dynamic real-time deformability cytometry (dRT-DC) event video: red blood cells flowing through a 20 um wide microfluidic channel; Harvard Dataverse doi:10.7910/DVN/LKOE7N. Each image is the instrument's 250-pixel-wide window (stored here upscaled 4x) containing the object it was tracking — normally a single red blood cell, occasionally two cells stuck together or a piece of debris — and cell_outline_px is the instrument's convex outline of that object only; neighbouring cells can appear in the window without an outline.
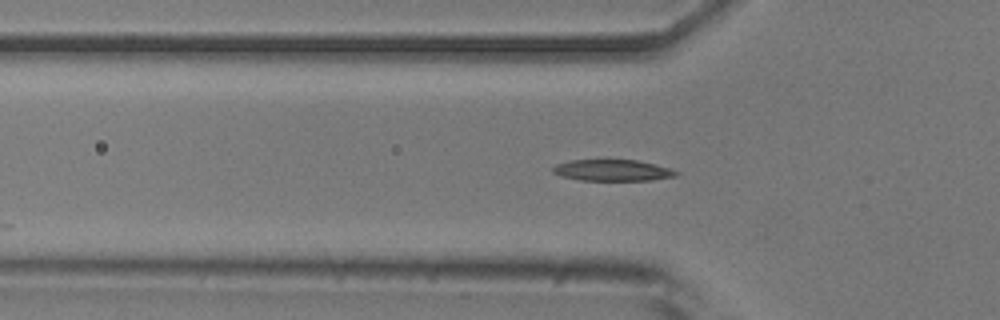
{"species": "common noctule bat (a hibernating species)", "species_latin": "Nyctalus noctula", "temperature_condition": "room temperature", "stored_images_in_passage": 20, "camera_frame_rate_fps": 3000, "um_per_image_px": 0.085, "animal": {"sex": "male", "body_mass_g": 20.5, "forearm_length_mm": 52.5}, "frame": {"image": 1, "passage_image": 5, "time_ms": 1.333, "image_size_px": [1000, 320], "cell_outline_px": [[680, 172], [676, 176], [652, 180], [580, 180], [560, 176], [552, 172], [552, 168], [556, 164], [572, 160], [636, 160], [656, 164], [672, 168]], "centroid_in_image_um": [52.09, 14.47], "position_along_channel_um": 73.7, "area_um2": 15.37}}
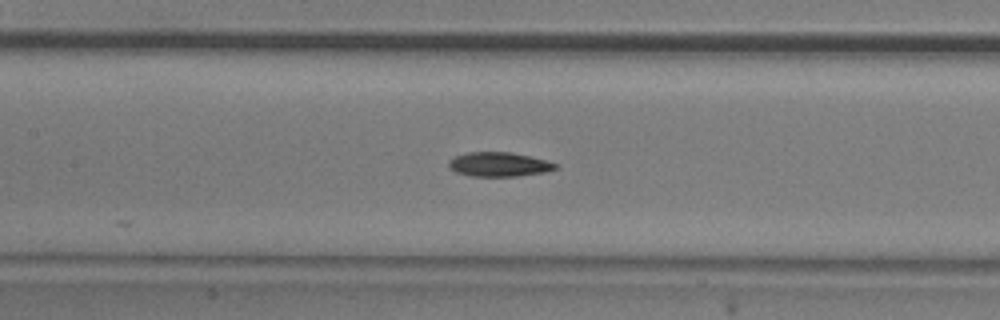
{"frame": {"image": 2, "passage_image": 12, "time_ms": 3.667, "image_size_px": [1000, 320], "cell_outline_px": [[560, 168], [544, 172], [516, 176], [472, 176], [456, 172], [448, 168], [448, 160], [456, 156], [468, 152], [512, 152], [560, 164]], "centroid_in_image_um": [42.42, 13.97], "position_along_channel_um": 165.0, "area_um2": 15.14}}
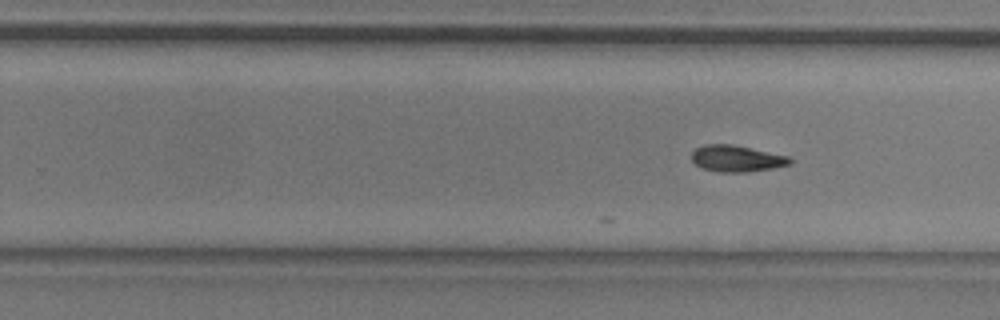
{"frame": {"image": 3, "passage_image": 20, "time_ms": 6.333, "image_size_px": [1000, 320], "cell_outline_px": [[792, 164], [772, 168], [748, 172], [716, 172], [704, 168], [696, 164], [692, 160], [692, 152], [696, 148], [704, 144], [732, 144], [788, 156], [792, 160]], "centroid_in_image_um": [62.61, 13.48], "position_along_channel_um": 267.2, "area_um2": 15.09}}